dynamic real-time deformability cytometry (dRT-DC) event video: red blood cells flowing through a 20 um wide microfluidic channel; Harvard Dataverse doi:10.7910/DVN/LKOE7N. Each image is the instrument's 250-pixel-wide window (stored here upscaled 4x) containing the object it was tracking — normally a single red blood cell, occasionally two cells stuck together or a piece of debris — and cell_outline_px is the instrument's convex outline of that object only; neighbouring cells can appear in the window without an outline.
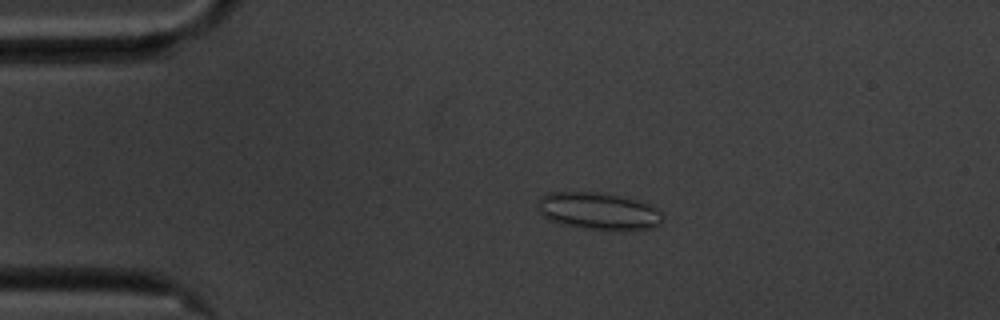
{"species": "common noctule bat (a hibernating species)", "species_latin": "Nyctalus noctula", "temperature_condition": "cold", "stored_images_in_passage": 46, "camera_frame_rate_fps": 3000, "um_per_image_px": 0.085, "animal": {"sex": "male", "body_mass_g": 20.1, "forearm_length_mm": 53.5}, "frame": {"image": 1, "passage_image": 1, "time_ms": 0.0, "image_size_px": [1000, 320], "cell_outline_px": [[664, 220], [660, 224], [652, 228], [588, 228], [548, 220], [540, 212], [536, 204], [540, 196], [548, 192], [596, 192], [620, 196], [636, 200], [648, 204], [656, 208], [664, 216]], "centroid_in_image_um": [50.84, 17.9], "position_along_channel_um": 34.2, "area_um2": 26.36}}
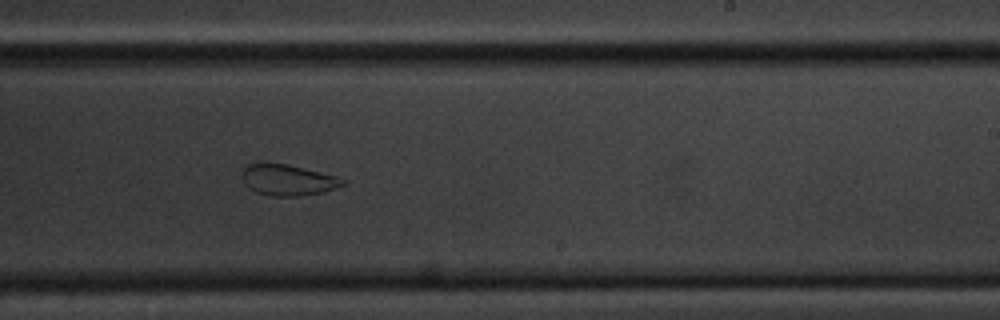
{"frame": {"image": 2, "passage_image": 24, "time_ms": 7.667, "image_size_px": [1000, 320], "cell_outline_px": [[348, 184], [324, 192], [296, 196], [272, 196], [256, 192], [248, 188], [244, 184], [244, 168], [248, 164], [264, 160], [288, 164], [336, 176], [348, 180]], "centroid_in_image_um": [24.48, 15.27], "position_along_channel_um": 264.5, "area_um2": 18.61}}
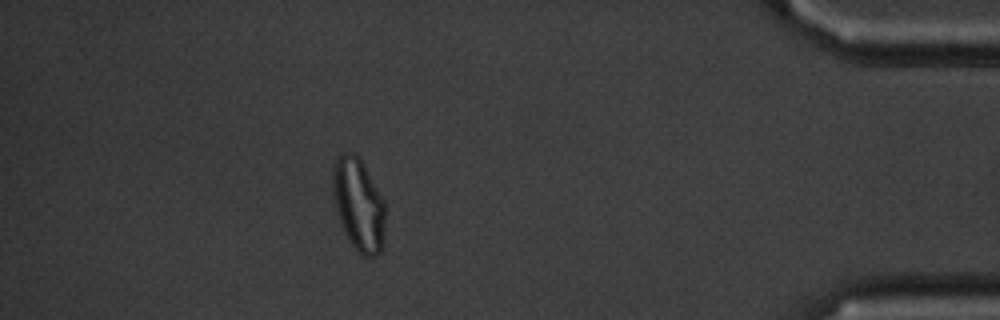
{"frame": {"image": 3, "passage_image": 40, "time_ms": 13.0, "image_size_px": [1000, 320], "cell_outline_px": [[384, 240], [380, 252], [376, 256], [364, 256], [348, 240], [344, 232], [340, 220], [332, 192], [332, 176], [336, 156], [344, 152], [352, 152], [360, 160], [384, 200]], "centroid_in_image_um": [30.47, 17.39], "position_along_channel_um": 404.7, "area_um2": 27.86}, "authors_computed_cell_mechanics": {"area_um2": 21.964, "velocity_mm_per_s": 3.5048, "shape_relaxation_time_tau1_ms": null, "shape_relaxation_time_tau2_ms": 1.5306, "deformation_change_tau1": null, "deformation_change_tau2": 0.0684}}